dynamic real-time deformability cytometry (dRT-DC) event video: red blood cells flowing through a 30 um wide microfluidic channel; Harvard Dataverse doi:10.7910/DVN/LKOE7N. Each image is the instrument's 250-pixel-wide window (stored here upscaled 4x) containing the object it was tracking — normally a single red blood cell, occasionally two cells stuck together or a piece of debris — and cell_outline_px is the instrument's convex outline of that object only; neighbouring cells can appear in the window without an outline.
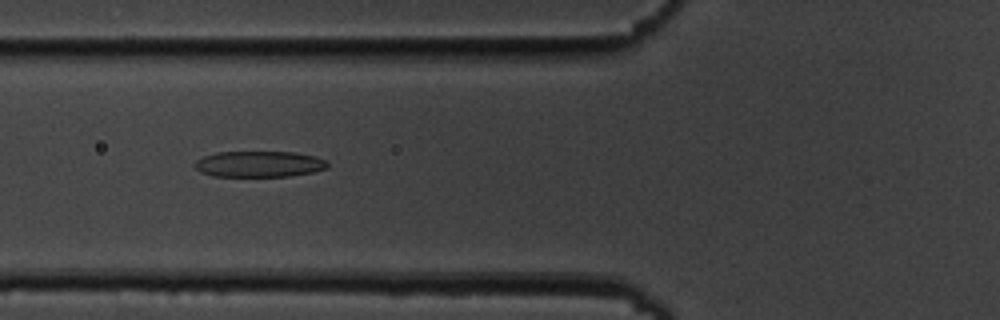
{"species": "common noctule bat (a hibernating species)", "species_latin": "Nyctalus noctula", "temperature_condition": "cold", "stored_images_in_passage": 46, "camera_frame_rate_fps": 3000, "um_per_image_px": 0.085, "animal": {"sex": "male", "body_mass_g": 19.5, "forearm_length_mm": 54.6}, "frame": {"image": 1, "passage_image": 12, "time_ms": 3.667, "image_size_px": [1000, 320], "cell_outline_px": [[328, 168], [312, 172], [288, 176], [212, 176], [200, 172], [192, 164], [196, 160], [204, 156], [216, 152], [296, 152], [312, 156], [324, 160], [328, 164]], "centroid_in_image_um": [21.98, 13.94], "position_along_channel_um": 103.8, "area_um2": 20.06}}
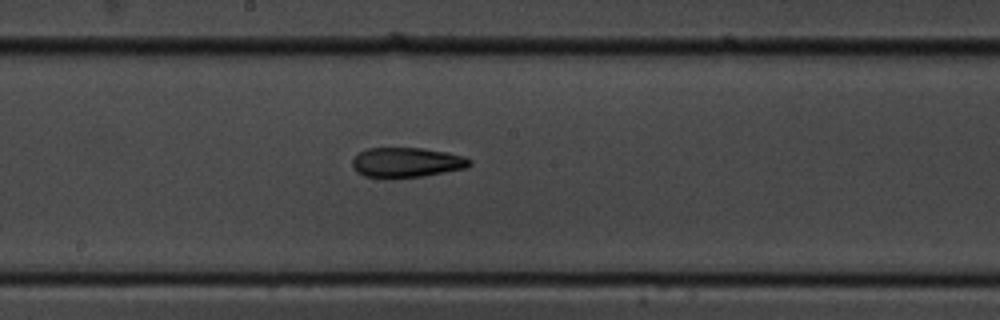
{"frame": {"image": 2, "passage_image": 21, "time_ms": 6.667, "image_size_px": [1000, 320], "cell_outline_px": [[472, 164], [464, 168], [444, 172], [420, 176], [364, 176], [356, 172], [352, 168], [352, 160], [360, 152], [368, 148], [424, 148], [448, 152], [464, 156], [472, 160]], "centroid_in_image_um": [34.58, 13.77], "position_along_channel_um": 213.6, "area_um2": 20.0}}
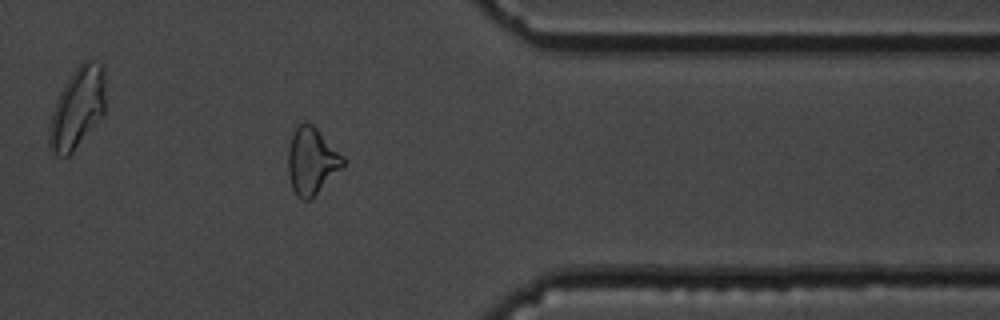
{"frame": {"image": 3, "passage_image": 36, "time_ms": 11.667, "image_size_px": [1000, 320], "cell_outline_px": [[344, 164], [312, 200], [300, 200], [296, 196], [292, 188], [288, 172], [288, 148], [292, 136], [296, 128], [304, 120], [308, 120], [344, 156]], "centroid_in_image_um": [26.47, 13.7], "position_along_channel_um": 384.9, "area_um2": 21.44}, "authors_computed_cell_mechanics": {"area_um2": 20.6346, "velocity_mm_per_s": 3.6514, "shape_relaxation_time_tau1_ms": 7.2644, "shape_relaxation_time_tau2_ms": 5.5538, "deformation_change_tau1": 0.1942, "deformation_change_tau2": 0.1697}}